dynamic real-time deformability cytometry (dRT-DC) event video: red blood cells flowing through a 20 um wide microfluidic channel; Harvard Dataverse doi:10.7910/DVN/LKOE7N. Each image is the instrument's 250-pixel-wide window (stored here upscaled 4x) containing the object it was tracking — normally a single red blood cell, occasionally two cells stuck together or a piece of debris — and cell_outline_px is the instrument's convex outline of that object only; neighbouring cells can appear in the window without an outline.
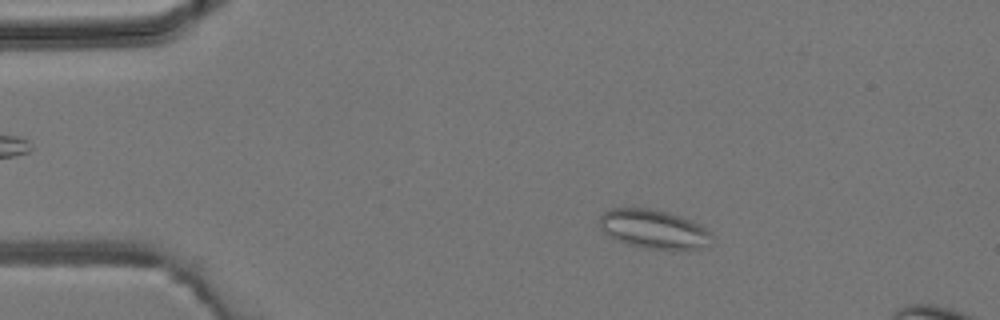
{"species": "common noctule bat (a hibernating species)", "species_latin": "Nyctalus noctula", "temperature_condition": "room temperature", "stored_images_in_passage": 4, "camera_frame_rate_fps": 3000, "um_per_image_px": 0.085, "animal": {"sex": "male", "body_mass_g": 19.2, "forearm_length_mm": 51.8}, "frame": {"image": 1, "passage_image": 2, "time_ms": 1.0, "image_size_px": [1000, 320], "cell_outline_px": [[712, 236], [704, 244], [696, 248], [672, 252], [640, 248], [616, 240], [608, 236], [600, 228], [600, 216], [604, 212], [612, 208], [648, 208], [668, 212], [692, 220], [700, 224]], "centroid_in_image_um": [55.52, 19.5], "position_along_channel_um": 29.5, "area_um2": 25.72}}